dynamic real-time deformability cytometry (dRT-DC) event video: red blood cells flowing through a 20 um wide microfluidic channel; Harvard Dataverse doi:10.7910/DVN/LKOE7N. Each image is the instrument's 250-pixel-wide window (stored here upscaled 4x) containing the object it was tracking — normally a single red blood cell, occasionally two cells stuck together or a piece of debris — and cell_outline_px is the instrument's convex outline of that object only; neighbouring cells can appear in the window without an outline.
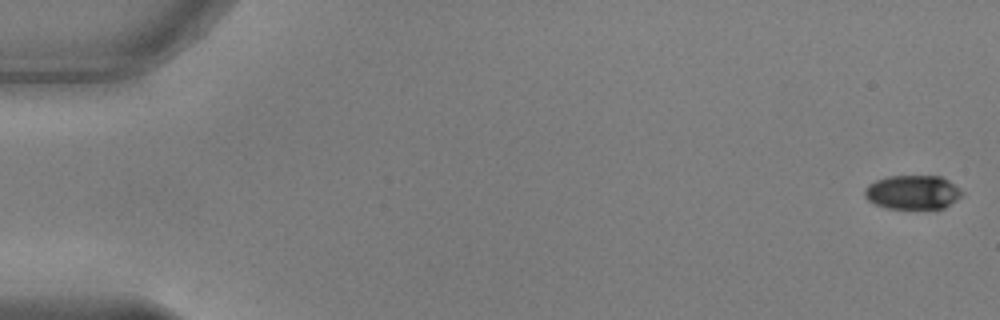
{"species": "common noctule bat (a hibernating species)", "species_latin": "Nyctalus noctula", "temperature_condition": "warm", "stored_images_in_passage": 53, "camera_frame_rate_fps": 3000, "um_per_image_px": 0.085, "animal": {"sex": "male", "body_mass_g": 17.9, "forearm_length_mm": 54.2}, "frame": {"image": 1, "passage_image": 1, "time_ms": 0.0, "image_size_px": [1000, 320], "cell_outline_px": [[964, 196], [944, 208], [888, 208], [876, 204], [868, 200], [864, 196], [864, 188], [868, 184], [876, 180], [888, 176], [940, 176], [948, 180], [960, 188], [964, 192]], "centroid_in_image_um": [77.6, 16.33], "position_along_channel_um": 7.4, "area_um2": 19.42}}
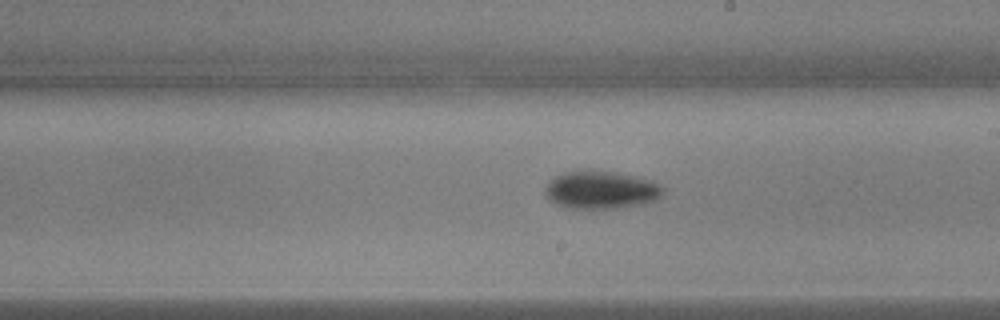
{"frame": {"image": 2, "passage_image": 31, "time_ms": 10.0, "image_size_px": [1000, 320], "cell_outline_px": [[664, 188], [660, 196], [656, 200], [644, 204], [616, 208], [564, 208], [548, 200], [544, 192], [544, 188], [556, 176], [564, 172], [616, 172], [632, 176], [660, 184]], "centroid_in_image_um": [51.06, 16.18], "position_along_channel_um": 237.9, "area_um2": 25.49}}
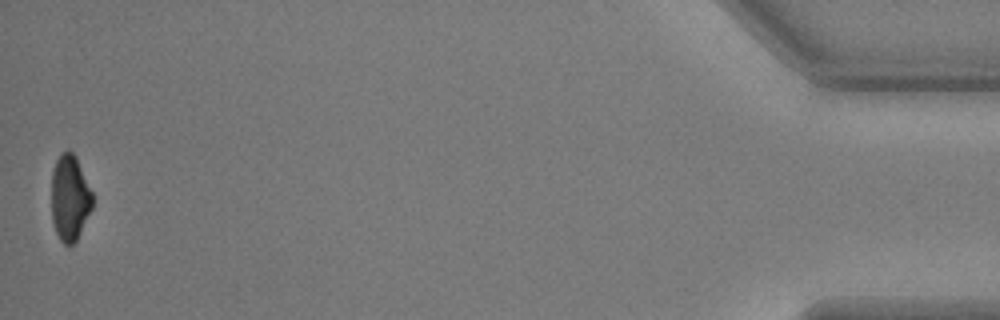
{"frame": {"image": 3, "passage_image": 53, "time_ms": 17.333, "image_size_px": [1000, 320], "cell_outline_px": [[92, 208], [76, 240], [72, 244], [64, 244], [60, 240], [56, 232], [52, 220], [52, 172], [56, 160], [60, 152], [68, 148], [76, 156], [92, 192]], "centroid_in_image_um": [5.92, 16.77], "position_along_channel_um": 429.3, "area_um2": 20.46}, "authors_computed_cell_mechanics": {"area_um2": 22.7732, "velocity_mm_per_s": 3.825, "shape_relaxation_time_tau1_ms": 3.8176, "shape_relaxation_time_tau2_ms": null, "deformation_change_tau1": 0.1373, "deformation_change_tau2": null}}